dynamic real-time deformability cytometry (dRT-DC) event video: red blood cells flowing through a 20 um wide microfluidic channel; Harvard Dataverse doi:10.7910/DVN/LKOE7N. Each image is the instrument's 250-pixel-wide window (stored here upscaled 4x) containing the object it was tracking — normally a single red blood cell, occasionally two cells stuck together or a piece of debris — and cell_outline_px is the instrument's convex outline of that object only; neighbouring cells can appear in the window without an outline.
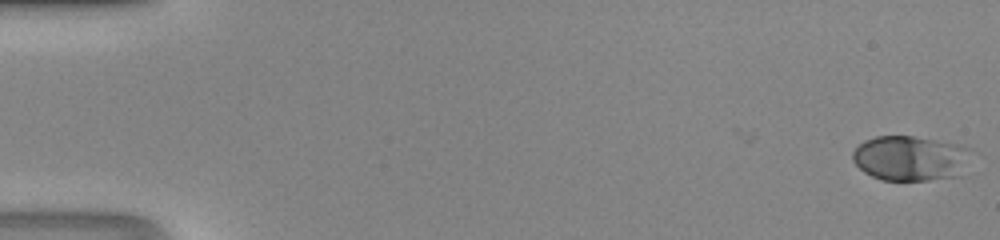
{"species": "human", "species_latin": "Homo sapiens", "temperature_condition": "room temperature", "stored_images_in_passage": 48, "camera_frame_rate_fps": 3000, "um_per_image_px": 0.085, "donor": {"sex": "male"}, "frame": {"image": 1, "passage_image": 1, "time_ms": 0.0, "image_size_px": [1000, 240], "cell_outline_px": [[972, 148], [960, 176], [928, 180], [884, 180], [872, 176], [864, 172], [852, 160], [852, 152], [864, 140], [876, 136], [912, 136], [956, 144]], "centroid_in_image_um": [77.36, 13.45], "position_along_channel_um": 7.6, "area_um2": 30.92}}
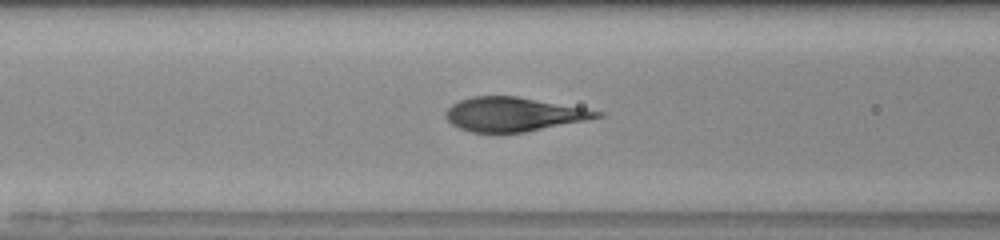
{"frame": {"image": 2, "passage_image": 21, "time_ms": 6.667, "image_size_px": [1000, 240], "cell_outline_px": [[608, 116], [588, 120], [524, 132], [496, 136], [472, 132], [460, 128], [452, 124], [444, 116], [444, 112], [452, 104], [460, 100], [472, 96], [516, 96], [584, 108], [604, 112]], "centroid_in_image_um": [43.64, 9.75], "position_along_channel_um": 123.0, "area_um2": 30.69}}
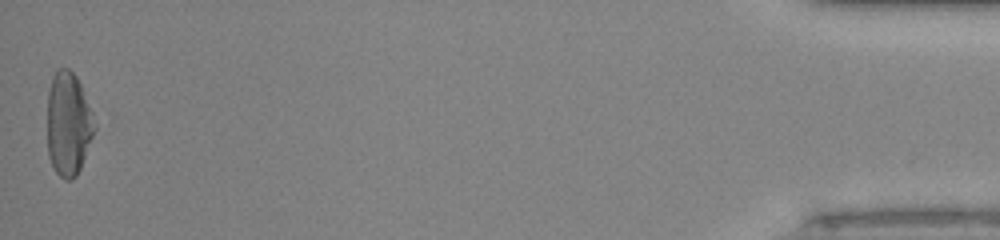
{"frame": {"image": 3, "passage_image": 48, "time_ms": 15.667, "image_size_px": [1000, 240], "cell_outline_px": [[96, 128], [80, 168], [76, 176], [72, 180], [64, 180], [56, 172], [48, 156], [48, 88], [52, 76], [56, 68], [68, 68], [76, 76], [80, 84], [92, 112]], "centroid_in_image_um": [5.8, 10.52], "position_along_channel_um": 429.4, "area_um2": 28.5}}